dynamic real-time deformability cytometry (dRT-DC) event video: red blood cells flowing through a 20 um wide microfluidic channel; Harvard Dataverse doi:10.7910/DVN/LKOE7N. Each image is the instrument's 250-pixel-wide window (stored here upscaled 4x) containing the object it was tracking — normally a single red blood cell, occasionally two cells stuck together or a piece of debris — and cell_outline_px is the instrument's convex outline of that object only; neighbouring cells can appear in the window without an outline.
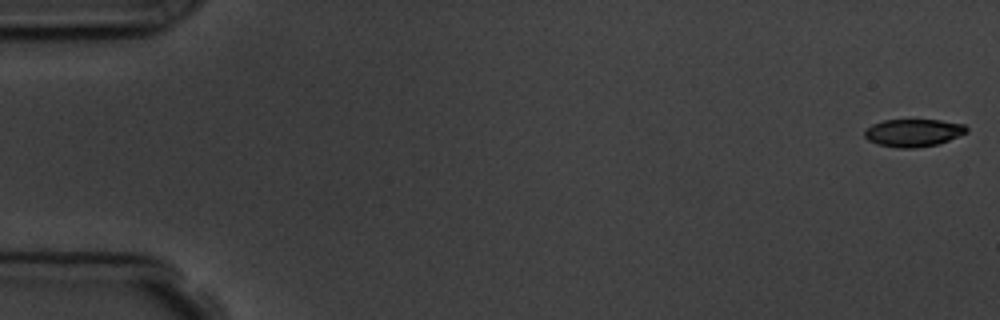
{"species": "common noctule bat (a hibernating species)", "species_latin": "Nyctalus noctula", "temperature_condition": "room temperature", "stored_images_in_passage": 5, "camera_frame_rate_fps": 3000, "um_per_image_px": 0.085, "animal": {"sex": "male", "body_mass_g": 19.5, "forearm_length_mm": 54.6}, "frame": {"image": 1, "passage_image": 1, "time_ms": 0.0, "image_size_px": [1000, 320], "cell_outline_px": [[968, 132], [948, 140], [936, 144], [916, 148], [896, 148], [876, 144], [868, 140], [864, 136], [864, 132], [872, 124], [884, 120], [940, 120], [964, 124], [968, 128]], "centroid_in_image_um": [77.62, 11.29], "position_along_channel_um": 7.4, "area_um2": 16.42}}
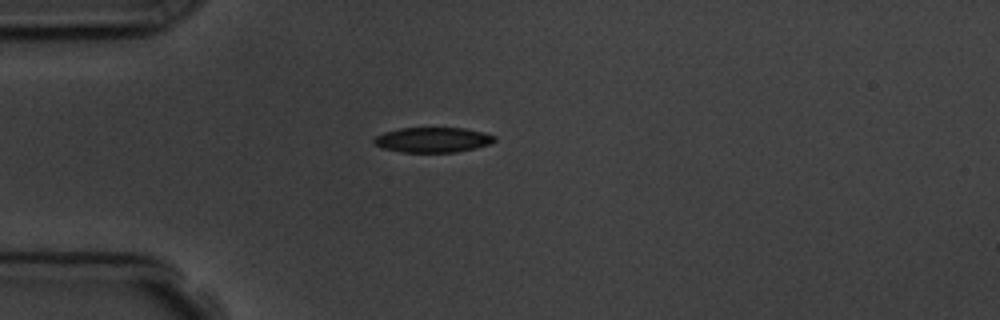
{"frame": {"image": 2, "passage_image": 5, "time_ms": 4.667, "image_size_px": [1000, 320], "cell_outline_px": [[496, 140], [488, 144], [476, 148], [456, 152], [400, 152], [384, 148], [376, 144], [372, 140], [376, 136], [384, 132], [400, 128], [464, 128], [484, 132], [496, 136]], "centroid_in_image_um": [36.8, 11.88], "position_along_channel_um": 48.2, "area_um2": 17.57}}